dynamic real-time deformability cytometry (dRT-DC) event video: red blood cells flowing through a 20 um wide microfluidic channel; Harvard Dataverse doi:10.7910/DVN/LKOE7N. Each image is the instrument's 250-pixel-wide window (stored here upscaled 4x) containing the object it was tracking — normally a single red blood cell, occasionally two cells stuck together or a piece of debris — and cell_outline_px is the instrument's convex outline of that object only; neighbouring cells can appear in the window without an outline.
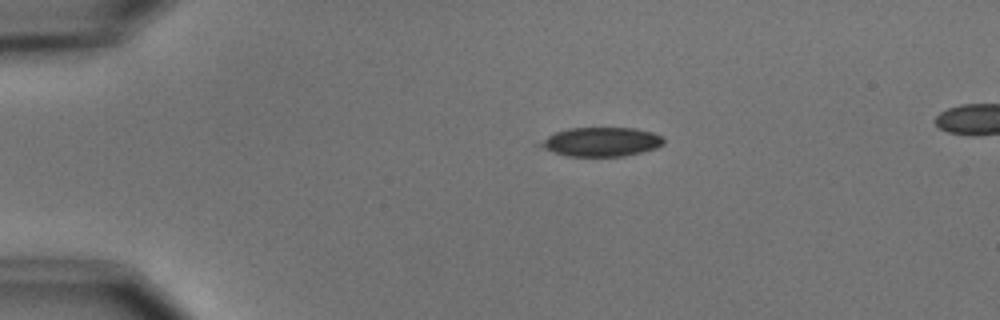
{"species": "common noctule bat (a hibernating species)", "species_latin": "Nyctalus noctula", "temperature_condition": "cold", "stored_images_in_passage": 6, "camera_frame_rate_fps": 3000, "um_per_image_px": 0.085, "animal": {"sex": "male", "body_mass_g": 15.6}, "frame": {"image": 1, "passage_image": 1, "time_ms": 0.0, "image_size_px": [1000, 320], "cell_outline_px": [[664, 144], [656, 148], [624, 156], [568, 156], [544, 148], [536, 144], [548, 136], [556, 132], [568, 128], [636, 128], [652, 132], [664, 136]], "centroid_in_image_um": [51.14, 12.05], "position_along_channel_um": 33.9, "area_um2": 20.81}}
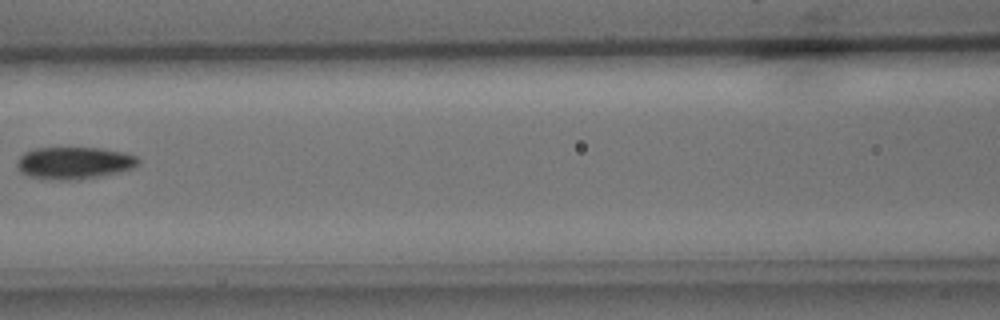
{"frame": {"image": 2, "passage_image": 5, "time_ms": 4.667, "image_size_px": [1000, 320], "cell_outline_px": [[140, 164], [132, 168], [120, 172], [80, 180], [48, 180], [28, 176], [20, 172], [16, 168], [16, 164], [20, 156], [24, 152], [36, 148], [100, 148], [124, 152], [136, 156], [140, 160]], "centroid_in_image_um": [6.29, 13.86], "position_along_channel_um": 160.3, "area_um2": 23.06}}
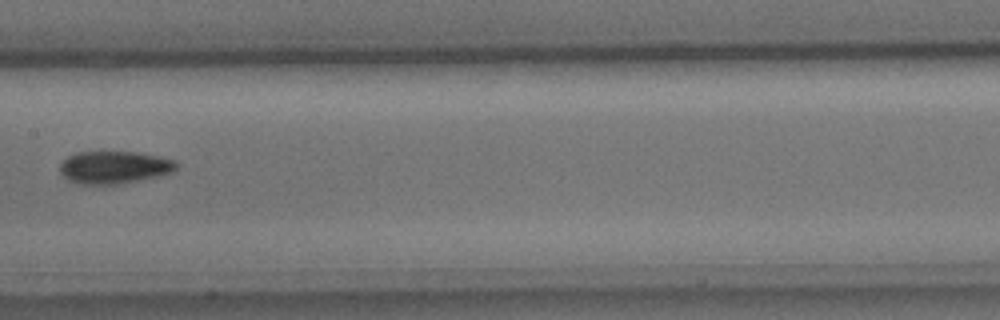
{"frame": {"image": 3, "passage_image": 6, "time_ms": 5.667, "image_size_px": [1000, 320], "cell_outline_px": [[180, 164], [172, 172], [156, 176], [136, 180], [112, 184], [80, 184], [68, 180], [60, 172], [60, 164], [68, 156], [76, 152], [136, 152], [176, 160]], "centroid_in_image_um": [9.69, 14.21], "position_along_channel_um": 197.7, "area_um2": 21.79}}